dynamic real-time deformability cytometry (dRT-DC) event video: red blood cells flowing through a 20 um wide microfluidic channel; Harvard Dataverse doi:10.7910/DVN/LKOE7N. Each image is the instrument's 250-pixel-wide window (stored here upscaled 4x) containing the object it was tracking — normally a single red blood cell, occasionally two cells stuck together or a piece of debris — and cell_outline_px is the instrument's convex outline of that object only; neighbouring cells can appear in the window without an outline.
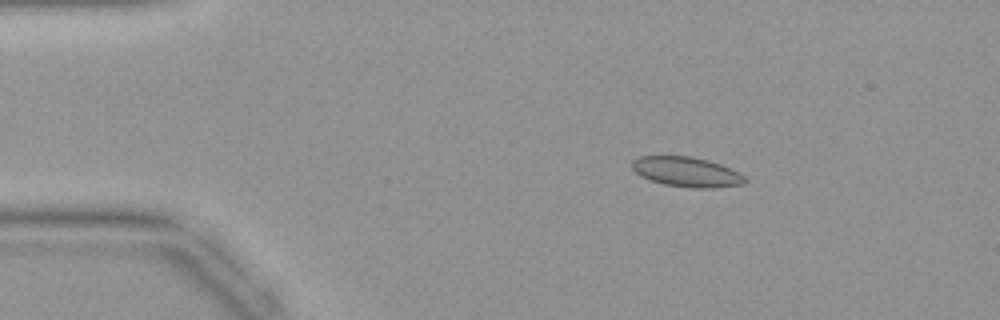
{"species": "common noctule bat (a hibernating species)", "species_latin": "Nyctalus noctula", "temperature_condition": "warm", "stored_images_in_passage": 43, "camera_frame_rate_fps": 3000, "um_per_image_px": 0.085, "animal": {"sex": "female", "body_mass_g": 19.9}, "frame": {"image": 1, "passage_image": 7, "time_ms": 2.0, "image_size_px": [1000, 320], "cell_outline_px": [[748, 180], [744, 184], [712, 188], [692, 188], [664, 184], [640, 176], [632, 168], [632, 160], [640, 156], [692, 156], [708, 160], [720, 164], [744, 176]], "centroid_in_image_um": [58.35, 14.61], "position_along_channel_um": 26.6, "area_um2": 19.54}}
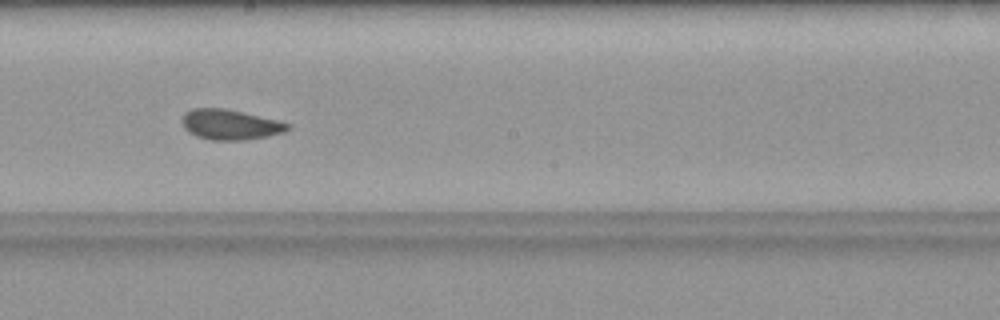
{"frame": {"image": 2, "passage_image": 24, "time_ms": 7.667, "image_size_px": [1000, 320], "cell_outline_px": [[292, 124], [284, 132], [268, 136], [244, 140], [212, 140], [196, 136], [188, 132], [184, 128], [184, 112], [192, 108], [224, 108], [276, 120]], "centroid_in_image_um": [19.56, 10.59], "position_along_channel_um": 228.6, "area_um2": 18.38}}
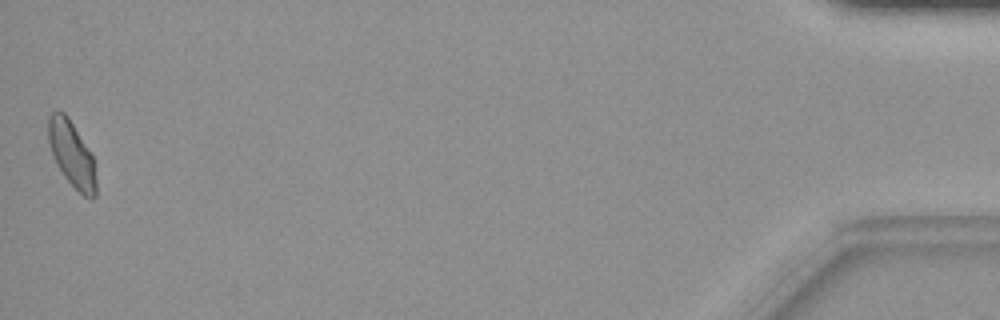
{"frame": {"image": 3, "passage_image": 43, "time_ms": 14.0, "image_size_px": [1000, 320], "cell_outline_px": [[96, 196], [92, 200], [84, 196], [64, 176], [56, 164], [48, 140], [48, 116], [52, 112], [64, 112], [68, 116], [92, 156], [96, 180]], "centroid_in_image_um": [6.09, 13.11], "position_along_channel_um": 429.1, "area_um2": 17.92}}